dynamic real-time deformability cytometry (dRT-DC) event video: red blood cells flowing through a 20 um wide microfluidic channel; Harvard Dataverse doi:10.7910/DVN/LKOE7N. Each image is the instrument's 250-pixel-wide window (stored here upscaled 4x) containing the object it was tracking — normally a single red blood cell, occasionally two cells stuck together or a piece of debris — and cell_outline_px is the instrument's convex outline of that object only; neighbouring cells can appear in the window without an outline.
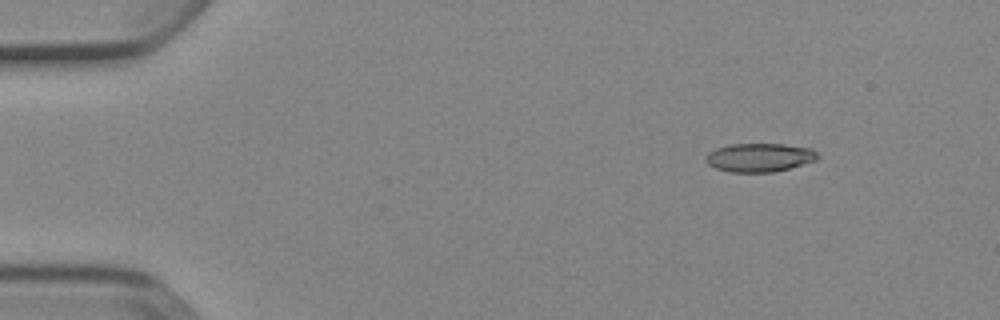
{"species": "Egyptian fruit bat (a non-hibernating species)", "species_latin": "Rousettus aegyptiacus", "temperature_condition": "cold", "stored_images_in_passage": 6, "camera_frame_rate_fps": 3000, "um_per_image_px": 0.085, "animal": {"sex": "female"}, "frame": {"image": 1, "passage_image": 2, "time_ms": 0.333, "image_size_px": [1000, 320], "cell_outline_px": [[820, 156], [816, 160], [788, 168], [772, 172], [728, 172], [716, 168], [708, 164], [704, 160], [716, 148], [732, 144], [784, 144], [812, 148]], "centroid_in_image_um": [64.58, 13.38], "position_along_channel_um": 20.4, "area_um2": 18.44}}
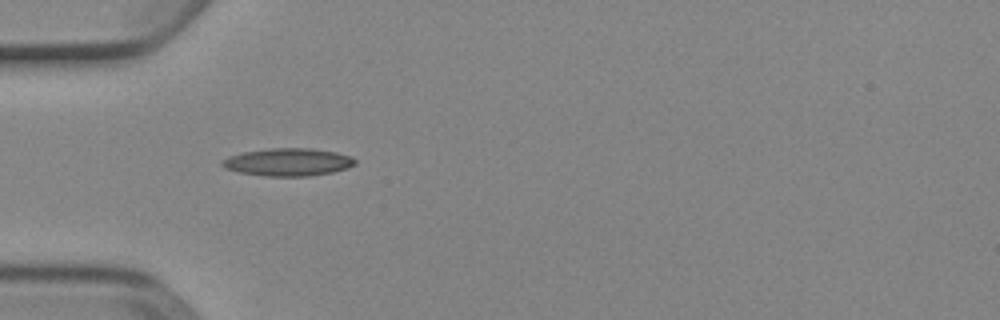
{"frame": {"image": 2, "passage_image": 5, "time_ms": 1.333, "image_size_px": [1000, 320], "cell_outline_px": [[356, 164], [348, 168], [332, 172], [308, 176], [264, 176], [240, 172], [224, 168], [220, 164], [228, 156], [244, 152], [272, 148], [308, 148], [336, 152], [352, 156], [356, 160]], "centroid_in_image_um": [24.51, 13.78], "position_along_channel_um": 60.5, "area_um2": 21.39}}
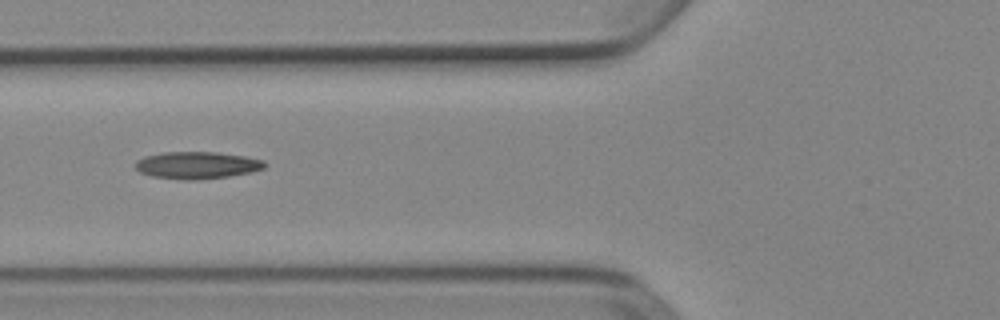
{"frame": {"image": 3, "passage_image": 6, "time_ms": 1.667, "image_size_px": [1000, 320], "cell_outline_px": [[268, 164], [264, 168], [248, 172], [228, 176], [196, 180], [188, 180], [152, 176], [140, 172], [136, 168], [136, 160], [144, 156], [164, 152], [216, 152], [244, 156], [264, 160]], "centroid_in_image_um": [16.74, 14.03], "position_along_channel_um": 109.1, "area_um2": 20.29}}